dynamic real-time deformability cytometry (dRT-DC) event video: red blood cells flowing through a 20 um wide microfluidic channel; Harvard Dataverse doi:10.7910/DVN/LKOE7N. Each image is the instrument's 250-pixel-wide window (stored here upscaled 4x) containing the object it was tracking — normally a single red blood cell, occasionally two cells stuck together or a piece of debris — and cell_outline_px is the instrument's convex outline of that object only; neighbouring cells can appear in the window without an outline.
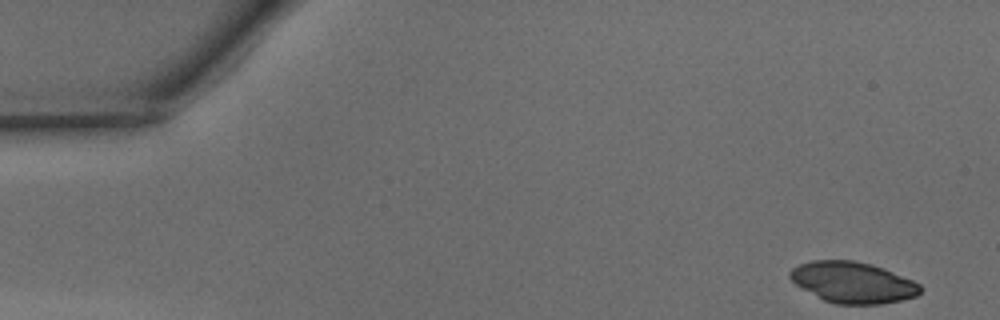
{"species": "common noctule bat (a hibernating species)", "species_latin": "Nyctalus noctula", "temperature_condition": "warm", "stored_images_in_passage": 37, "camera_frame_rate_fps": 3000, "um_per_image_px": 0.085, "animal": {"sex": "male", "body_mass_g": 15.6}, "frame": {"image": 1, "passage_image": 1, "time_ms": 0.0, "image_size_px": [1000, 320], "cell_outline_px": [[920, 292], [916, 296], [900, 300], [880, 304], [836, 304], [824, 300], [816, 296], [796, 284], [788, 276], [788, 272], [792, 268], [800, 264], [812, 260], [852, 260], [872, 264], [884, 268], [912, 280], [920, 284]], "centroid_in_image_um": [72.47, 23.99], "position_along_channel_um": 12.5, "area_um2": 31.04}}